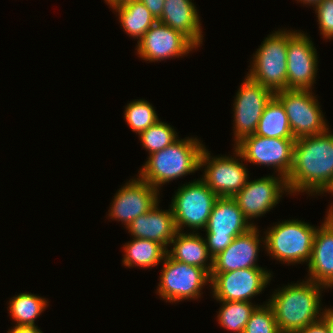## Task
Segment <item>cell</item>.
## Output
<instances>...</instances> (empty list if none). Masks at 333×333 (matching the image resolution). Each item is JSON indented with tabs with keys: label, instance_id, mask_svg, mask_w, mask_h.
<instances>
[{
	"label": "cell",
	"instance_id": "30bf717a",
	"mask_svg": "<svg viewBox=\"0 0 333 333\" xmlns=\"http://www.w3.org/2000/svg\"><path fill=\"white\" fill-rule=\"evenodd\" d=\"M235 157H212L206 147L200 157V170L205 166L202 180L218 197H233L246 184L249 174L240 152L234 147Z\"/></svg>",
	"mask_w": 333,
	"mask_h": 333
},
{
	"label": "cell",
	"instance_id": "4dcf8cb0",
	"mask_svg": "<svg viewBox=\"0 0 333 333\" xmlns=\"http://www.w3.org/2000/svg\"><path fill=\"white\" fill-rule=\"evenodd\" d=\"M313 8H315L322 38L333 39V0H322Z\"/></svg>",
	"mask_w": 333,
	"mask_h": 333
},
{
	"label": "cell",
	"instance_id": "d590c367",
	"mask_svg": "<svg viewBox=\"0 0 333 333\" xmlns=\"http://www.w3.org/2000/svg\"><path fill=\"white\" fill-rule=\"evenodd\" d=\"M109 6L110 8H115L117 6L123 5L127 2H131V1H135V0H104Z\"/></svg>",
	"mask_w": 333,
	"mask_h": 333
},
{
	"label": "cell",
	"instance_id": "9a60e30c",
	"mask_svg": "<svg viewBox=\"0 0 333 333\" xmlns=\"http://www.w3.org/2000/svg\"><path fill=\"white\" fill-rule=\"evenodd\" d=\"M289 192L286 178L269 175L256 180H247L245 186L232 198L250 222L269 212L279 203L282 194Z\"/></svg>",
	"mask_w": 333,
	"mask_h": 333
},
{
	"label": "cell",
	"instance_id": "3957f363",
	"mask_svg": "<svg viewBox=\"0 0 333 333\" xmlns=\"http://www.w3.org/2000/svg\"><path fill=\"white\" fill-rule=\"evenodd\" d=\"M204 148L197 137L178 138L171 145L150 154L138 177L159 191L164 184L200 170Z\"/></svg>",
	"mask_w": 333,
	"mask_h": 333
},
{
	"label": "cell",
	"instance_id": "44dd1931",
	"mask_svg": "<svg viewBox=\"0 0 333 333\" xmlns=\"http://www.w3.org/2000/svg\"><path fill=\"white\" fill-rule=\"evenodd\" d=\"M157 21L181 32L197 47L203 42L200 16L192 0H165Z\"/></svg>",
	"mask_w": 333,
	"mask_h": 333
},
{
	"label": "cell",
	"instance_id": "5b68a950",
	"mask_svg": "<svg viewBox=\"0 0 333 333\" xmlns=\"http://www.w3.org/2000/svg\"><path fill=\"white\" fill-rule=\"evenodd\" d=\"M287 46V30L268 35L253 54L247 76L274 93L287 89Z\"/></svg>",
	"mask_w": 333,
	"mask_h": 333
},
{
	"label": "cell",
	"instance_id": "f546056e",
	"mask_svg": "<svg viewBox=\"0 0 333 333\" xmlns=\"http://www.w3.org/2000/svg\"><path fill=\"white\" fill-rule=\"evenodd\" d=\"M243 333H280L273 310L267 302L255 309Z\"/></svg>",
	"mask_w": 333,
	"mask_h": 333
},
{
	"label": "cell",
	"instance_id": "2e32d148",
	"mask_svg": "<svg viewBox=\"0 0 333 333\" xmlns=\"http://www.w3.org/2000/svg\"><path fill=\"white\" fill-rule=\"evenodd\" d=\"M137 44L138 57L150 62L183 57L198 48L184 34L159 21L152 25Z\"/></svg>",
	"mask_w": 333,
	"mask_h": 333
},
{
	"label": "cell",
	"instance_id": "d6986e66",
	"mask_svg": "<svg viewBox=\"0 0 333 333\" xmlns=\"http://www.w3.org/2000/svg\"><path fill=\"white\" fill-rule=\"evenodd\" d=\"M324 222L318 226L312 247V256L308 262V280L333 287V205L329 206Z\"/></svg>",
	"mask_w": 333,
	"mask_h": 333
},
{
	"label": "cell",
	"instance_id": "9c48e42d",
	"mask_svg": "<svg viewBox=\"0 0 333 333\" xmlns=\"http://www.w3.org/2000/svg\"><path fill=\"white\" fill-rule=\"evenodd\" d=\"M312 90L285 89L275 96L285 108L295 139L325 132L329 126Z\"/></svg>",
	"mask_w": 333,
	"mask_h": 333
},
{
	"label": "cell",
	"instance_id": "484cf974",
	"mask_svg": "<svg viewBox=\"0 0 333 333\" xmlns=\"http://www.w3.org/2000/svg\"><path fill=\"white\" fill-rule=\"evenodd\" d=\"M48 300L31 293H20L9 301V314L17 326H36V318L45 311Z\"/></svg>",
	"mask_w": 333,
	"mask_h": 333
},
{
	"label": "cell",
	"instance_id": "f1b7e54d",
	"mask_svg": "<svg viewBox=\"0 0 333 333\" xmlns=\"http://www.w3.org/2000/svg\"><path fill=\"white\" fill-rule=\"evenodd\" d=\"M178 138L175 129L160 119L139 134L142 146L149 151V155L171 145Z\"/></svg>",
	"mask_w": 333,
	"mask_h": 333
},
{
	"label": "cell",
	"instance_id": "8d00e7d4",
	"mask_svg": "<svg viewBox=\"0 0 333 333\" xmlns=\"http://www.w3.org/2000/svg\"><path fill=\"white\" fill-rule=\"evenodd\" d=\"M297 2L299 1V2H301V3H303V4H307V5H309V6H311L312 5V7L313 6H315L316 4H318L320 1H322V0H296Z\"/></svg>",
	"mask_w": 333,
	"mask_h": 333
},
{
	"label": "cell",
	"instance_id": "7a4b0ae2",
	"mask_svg": "<svg viewBox=\"0 0 333 333\" xmlns=\"http://www.w3.org/2000/svg\"><path fill=\"white\" fill-rule=\"evenodd\" d=\"M324 288L307 279L275 290L267 303L273 310L280 333H297L321 319V289Z\"/></svg>",
	"mask_w": 333,
	"mask_h": 333
},
{
	"label": "cell",
	"instance_id": "6da1fadb",
	"mask_svg": "<svg viewBox=\"0 0 333 333\" xmlns=\"http://www.w3.org/2000/svg\"><path fill=\"white\" fill-rule=\"evenodd\" d=\"M297 138L286 178L289 193L324 194L333 182V133Z\"/></svg>",
	"mask_w": 333,
	"mask_h": 333
},
{
	"label": "cell",
	"instance_id": "ffe728a7",
	"mask_svg": "<svg viewBox=\"0 0 333 333\" xmlns=\"http://www.w3.org/2000/svg\"><path fill=\"white\" fill-rule=\"evenodd\" d=\"M159 201L147 212L134 219L127 227L134 238L148 239L167 246L177 233L173 211L160 210ZM159 208V209H158Z\"/></svg>",
	"mask_w": 333,
	"mask_h": 333
},
{
	"label": "cell",
	"instance_id": "83f0119b",
	"mask_svg": "<svg viewBox=\"0 0 333 333\" xmlns=\"http://www.w3.org/2000/svg\"><path fill=\"white\" fill-rule=\"evenodd\" d=\"M124 118L127 125L138 135L159 120L154 107L144 99L128 103L125 107Z\"/></svg>",
	"mask_w": 333,
	"mask_h": 333
},
{
	"label": "cell",
	"instance_id": "cb8c5ba5",
	"mask_svg": "<svg viewBox=\"0 0 333 333\" xmlns=\"http://www.w3.org/2000/svg\"><path fill=\"white\" fill-rule=\"evenodd\" d=\"M255 134L268 138L295 139L285 108L275 95L266 105Z\"/></svg>",
	"mask_w": 333,
	"mask_h": 333
},
{
	"label": "cell",
	"instance_id": "74e56055",
	"mask_svg": "<svg viewBox=\"0 0 333 333\" xmlns=\"http://www.w3.org/2000/svg\"><path fill=\"white\" fill-rule=\"evenodd\" d=\"M329 193L333 195V182L331 183L330 187L324 192V193Z\"/></svg>",
	"mask_w": 333,
	"mask_h": 333
},
{
	"label": "cell",
	"instance_id": "7402d4cb",
	"mask_svg": "<svg viewBox=\"0 0 333 333\" xmlns=\"http://www.w3.org/2000/svg\"><path fill=\"white\" fill-rule=\"evenodd\" d=\"M170 246L173 247L171 250H167V255L170 258L205 269L211 274L213 258L208 252L204 237L202 238L199 233L191 232L186 234L177 231L175 237L170 242Z\"/></svg>",
	"mask_w": 333,
	"mask_h": 333
},
{
	"label": "cell",
	"instance_id": "ba28073f",
	"mask_svg": "<svg viewBox=\"0 0 333 333\" xmlns=\"http://www.w3.org/2000/svg\"><path fill=\"white\" fill-rule=\"evenodd\" d=\"M157 286V294L166 302L198 299L210 274L202 268L179 262L166 255Z\"/></svg>",
	"mask_w": 333,
	"mask_h": 333
},
{
	"label": "cell",
	"instance_id": "836d02e7",
	"mask_svg": "<svg viewBox=\"0 0 333 333\" xmlns=\"http://www.w3.org/2000/svg\"><path fill=\"white\" fill-rule=\"evenodd\" d=\"M321 320L326 324L329 333H333V309L325 308Z\"/></svg>",
	"mask_w": 333,
	"mask_h": 333
},
{
	"label": "cell",
	"instance_id": "d4e9b609",
	"mask_svg": "<svg viewBox=\"0 0 333 333\" xmlns=\"http://www.w3.org/2000/svg\"><path fill=\"white\" fill-rule=\"evenodd\" d=\"M113 9L119 15V22H121L123 30L134 39L140 40L157 21L147 7L138 0L127 2Z\"/></svg>",
	"mask_w": 333,
	"mask_h": 333
},
{
	"label": "cell",
	"instance_id": "e575fe53",
	"mask_svg": "<svg viewBox=\"0 0 333 333\" xmlns=\"http://www.w3.org/2000/svg\"><path fill=\"white\" fill-rule=\"evenodd\" d=\"M7 333H43L38 326H17L15 325Z\"/></svg>",
	"mask_w": 333,
	"mask_h": 333
},
{
	"label": "cell",
	"instance_id": "7c38bea8",
	"mask_svg": "<svg viewBox=\"0 0 333 333\" xmlns=\"http://www.w3.org/2000/svg\"><path fill=\"white\" fill-rule=\"evenodd\" d=\"M271 272L264 268H244L226 273H211V291L217 301L250 302L270 283Z\"/></svg>",
	"mask_w": 333,
	"mask_h": 333
},
{
	"label": "cell",
	"instance_id": "52a82bcc",
	"mask_svg": "<svg viewBox=\"0 0 333 333\" xmlns=\"http://www.w3.org/2000/svg\"><path fill=\"white\" fill-rule=\"evenodd\" d=\"M256 226L249 222L232 197H219L211 211L205 238L212 258L225 250L236 236L242 235Z\"/></svg>",
	"mask_w": 333,
	"mask_h": 333
},
{
	"label": "cell",
	"instance_id": "5bb4252c",
	"mask_svg": "<svg viewBox=\"0 0 333 333\" xmlns=\"http://www.w3.org/2000/svg\"><path fill=\"white\" fill-rule=\"evenodd\" d=\"M317 51L304 32L288 30L287 89L312 90L317 75Z\"/></svg>",
	"mask_w": 333,
	"mask_h": 333
},
{
	"label": "cell",
	"instance_id": "277c9868",
	"mask_svg": "<svg viewBox=\"0 0 333 333\" xmlns=\"http://www.w3.org/2000/svg\"><path fill=\"white\" fill-rule=\"evenodd\" d=\"M317 227L301 220L278 222L265 232L264 248L284 264L309 262Z\"/></svg>",
	"mask_w": 333,
	"mask_h": 333
},
{
	"label": "cell",
	"instance_id": "4fadbf2b",
	"mask_svg": "<svg viewBox=\"0 0 333 333\" xmlns=\"http://www.w3.org/2000/svg\"><path fill=\"white\" fill-rule=\"evenodd\" d=\"M236 93L234 111V146L256 132L263 111L275 93L247 75Z\"/></svg>",
	"mask_w": 333,
	"mask_h": 333
},
{
	"label": "cell",
	"instance_id": "8992f818",
	"mask_svg": "<svg viewBox=\"0 0 333 333\" xmlns=\"http://www.w3.org/2000/svg\"><path fill=\"white\" fill-rule=\"evenodd\" d=\"M172 198L170 206L177 231L187 226L196 232L206 228L219 197L200 178L180 186Z\"/></svg>",
	"mask_w": 333,
	"mask_h": 333
},
{
	"label": "cell",
	"instance_id": "4316f807",
	"mask_svg": "<svg viewBox=\"0 0 333 333\" xmlns=\"http://www.w3.org/2000/svg\"><path fill=\"white\" fill-rule=\"evenodd\" d=\"M222 303L217 321L222 328L233 333H243L255 309L259 306L245 301H219Z\"/></svg>",
	"mask_w": 333,
	"mask_h": 333
},
{
	"label": "cell",
	"instance_id": "ac0fdd59",
	"mask_svg": "<svg viewBox=\"0 0 333 333\" xmlns=\"http://www.w3.org/2000/svg\"><path fill=\"white\" fill-rule=\"evenodd\" d=\"M258 227L254 226L246 233L236 236L231 244L213 258L211 273H226L244 268H262L256 264L260 244Z\"/></svg>",
	"mask_w": 333,
	"mask_h": 333
},
{
	"label": "cell",
	"instance_id": "603a6c76",
	"mask_svg": "<svg viewBox=\"0 0 333 333\" xmlns=\"http://www.w3.org/2000/svg\"><path fill=\"white\" fill-rule=\"evenodd\" d=\"M122 263L126 267L151 268L163 263L167 249L155 241L134 238L123 247Z\"/></svg>",
	"mask_w": 333,
	"mask_h": 333
},
{
	"label": "cell",
	"instance_id": "d6a6232c",
	"mask_svg": "<svg viewBox=\"0 0 333 333\" xmlns=\"http://www.w3.org/2000/svg\"><path fill=\"white\" fill-rule=\"evenodd\" d=\"M297 333H329L326 324L320 319L312 324L307 325L305 328L299 330Z\"/></svg>",
	"mask_w": 333,
	"mask_h": 333
},
{
	"label": "cell",
	"instance_id": "8fae6325",
	"mask_svg": "<svg viewBox=\"0 0 333 333\" xmlns=\"http://www.w3.org/2000/svg\"><path fill=\"white\" fill-rule=\"evenodd\" d=\"M296 139L268 138L260 135L244 137L234 147L242 155V160L253 164L273 167L277 176L287 178L293 162Z\"/></svg>",
	"mask_w": 333,
	"mask_h": 333
},
{
	"label": "cell",
	"instance_id": "1f68e13d",
	"mask_svg": "<svg viewBox=\"0 0 333 333\" xmlns=\"http://www.w3.org/2000/svg\"><path fill=\"white\" fill-rule=\"evenodd\" d=\"M143 3L151 12L156 20H158L163 12L165 0H138Z\"/></svg>",
	"mask_w": 333,
	"mask_h": 333
},
{
	"label": "cell",
	"instance_id": "e0dca14e",
	"mask_svg": "<svg viewBox=\"0 0 333 333\" xmlns=\"http://www.w3.org/2000/svg\"><path fill=\"white\" fill-rule=\"evenodd\" d=\"M160 193L140 177L130 179L116 192L108 216L127 227L138 216L147 213L158 201Z\"/></svg>",
	"mask_w": 333,
	"mask_h": 333
}]
</instances>
